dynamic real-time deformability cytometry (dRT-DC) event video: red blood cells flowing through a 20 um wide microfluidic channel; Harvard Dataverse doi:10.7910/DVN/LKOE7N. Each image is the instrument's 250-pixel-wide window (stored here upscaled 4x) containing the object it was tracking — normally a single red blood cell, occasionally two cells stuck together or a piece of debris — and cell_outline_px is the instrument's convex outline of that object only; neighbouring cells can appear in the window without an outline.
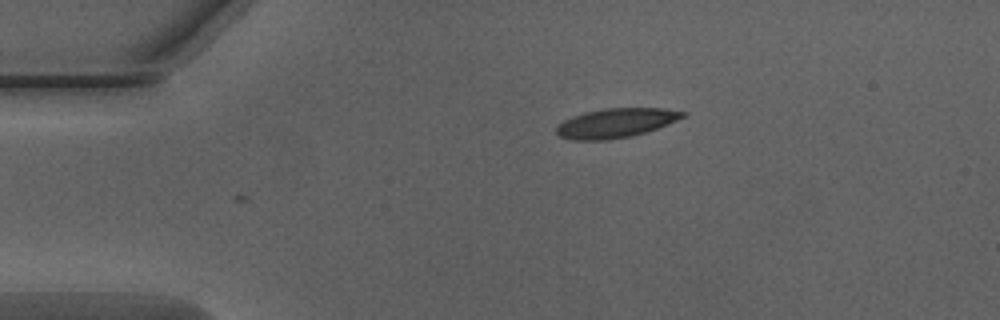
{"species": "Egyptian fruit bat (a non-hibernating species)", "species_latin": "Rousettus aegyptiacus", "temperature_condition": "warm", "stored_images_in_passage": 2, "camera_frame_rate_fps": 3000, "um_per_image_px": 0.085, "animal": {"sex": "male"}, "frame": {"image": 1, "passage_image": 2, "time_ms": 0.333, "image_size_px": [1000, 320], "cell_outline_px": [[688, 112], [684, 116], [668, 124], [632, 136], [608, 140], [572, 140], [560, 136], [556, 132], [556, 124], [572, 116], [584, 112], [604, 108], [664, 108]], "centroid_in_image_um": [52.31, 10.45], "position_along_channel_um": 32.7, "area_um2": 21.62}}